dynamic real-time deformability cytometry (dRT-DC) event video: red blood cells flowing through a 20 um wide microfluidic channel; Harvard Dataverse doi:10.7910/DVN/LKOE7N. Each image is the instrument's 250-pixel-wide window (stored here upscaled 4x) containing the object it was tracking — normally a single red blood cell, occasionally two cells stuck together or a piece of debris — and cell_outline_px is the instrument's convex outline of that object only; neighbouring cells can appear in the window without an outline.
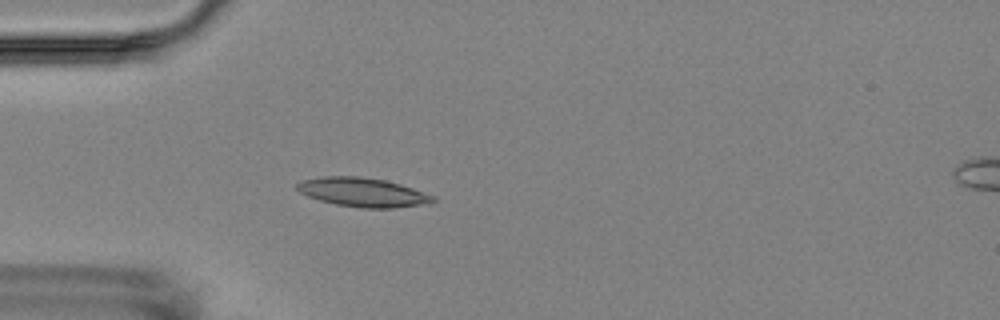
{"species": "Egyptian fruit bat (a non-hibernating species)", "species_latin": "Rousettus aegyptiacus", "temperature_condition": "room temperature", "stored_images_in_passage": 3, "camera_frame_rate_fps": 3000, "um_per_image_px": 0.085, "animal": {"sex": "female"}, "frame": {"image": 1, "passage_image": 3, "time_ms": 2.333, "image_size_px": [1000, 320], "cell_outline_px": [[436, 200], [420, 204], [392, 208], [360, 208], [336, 204], [320, 200], [308, 196], [300, 192], [296, 188], [296, 184], [304, 180], [324, 176], [356, 176], [384, 180], [400, 184], [436, 196]], "centroid_in_image_um": [30.82, 16.34], "position_along_channel_um": 54.2, "area_um2": 22.66}}